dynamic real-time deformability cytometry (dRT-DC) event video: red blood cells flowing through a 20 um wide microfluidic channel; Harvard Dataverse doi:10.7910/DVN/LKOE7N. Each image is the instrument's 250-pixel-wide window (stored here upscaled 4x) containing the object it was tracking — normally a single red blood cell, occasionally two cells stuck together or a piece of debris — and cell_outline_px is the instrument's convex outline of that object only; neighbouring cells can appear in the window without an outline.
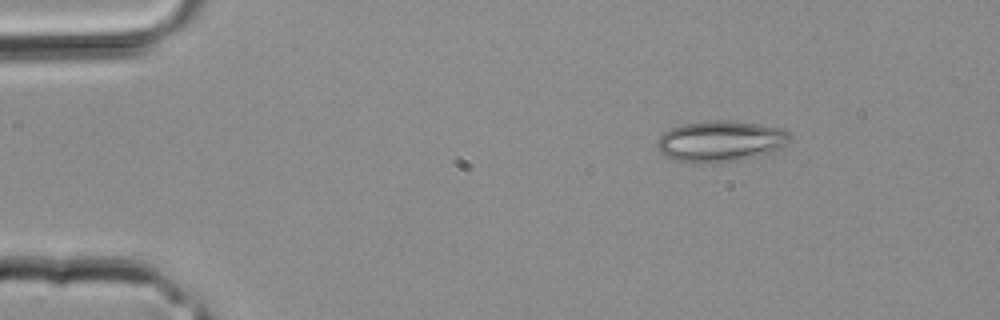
{"species": "common noctule bat (a hibernating species)", "species_latin": "Nyctalus noctula", "temperature_condition": "room temperature", "stored_images_in_passage": 2, "camera_frame_rate_fps": 3000, "um_per_image_px": 0.085, "animal": {"sex": "male", "body_mass_g": 20.4}, "frame": {"image": 1, "passage_image": 1, "time_ms": 0.0, "image_size_px": [1000, 320], "cell_outline_px": [[792, 140], [788, 144], [772, 152], [740, 160], [692, 164], [672, 160], [664, 156], [656, 148], [656, 144], [660, 136], [664, 132], [672, 128], [684, 124], [716, 120], [724, 120], [760, 124], [784, 128], [792, 136]], "centroid_in_image_um": [61.25, 12.02], "position_along_channel_um": 23.7, "area_um2": 32.08}}